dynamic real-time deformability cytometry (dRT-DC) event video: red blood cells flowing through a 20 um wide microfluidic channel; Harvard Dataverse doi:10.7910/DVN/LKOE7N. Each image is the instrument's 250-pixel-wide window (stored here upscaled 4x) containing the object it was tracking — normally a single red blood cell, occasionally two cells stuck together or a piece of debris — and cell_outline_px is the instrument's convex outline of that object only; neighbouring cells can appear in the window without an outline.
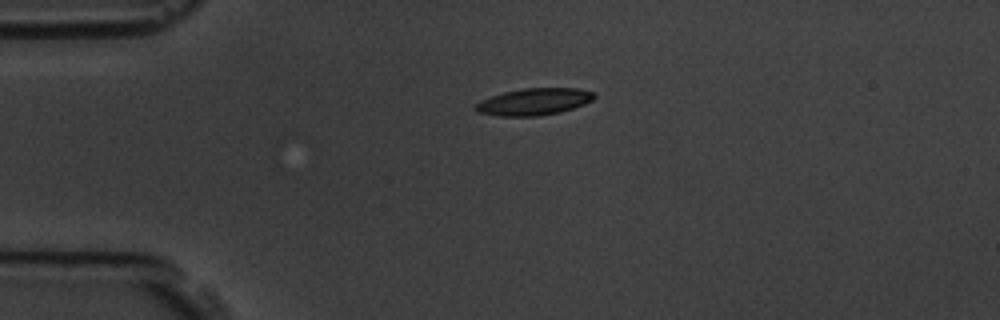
{"species": "common noctule bat (a hibernating species)", "species_latin": "Nyctalus noctula", "temperature_condition": "room temperature", "stored_images_in_passage": 3, "camera_frame_rate_fps": 3000, "um_per_image_px": 0.085, "animal": {"sex": "male", "body_mass_g": 19.5, "forearm_length_mm": 54.6}, "frame": {"image": 1, "passage_image": 1, "time_ms": 0.0, "image_size_px": [1000, 320], "cell_outline_px": [[596, 96], [592, 100], [584, 104], [560, 112], [540, 116], [500, 116], [476, 112], [472, 108], [480, 100], [504, 92], [524, 88], [576, 88], [592, 92]], "centroid_in_image_um": [45.35, 8.65], "position_along_channel_um": 39.7, "area_um2": 18.55}}
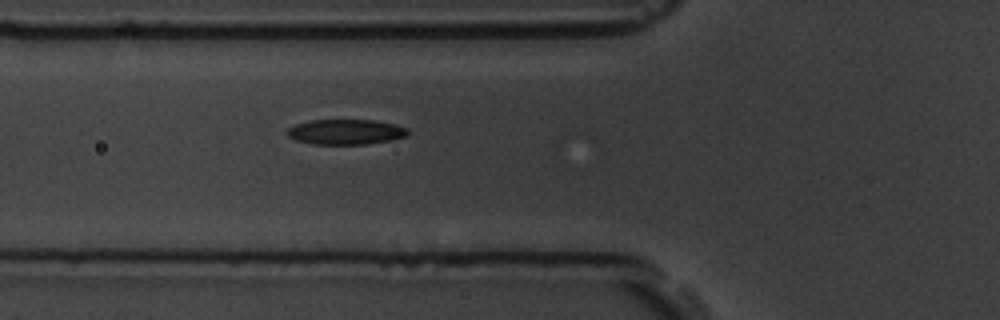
{"frame": {"image": 2, "passage_image": 3, "time_ms": 2.333, "image_size_px": [1000, 320], "cell_outline_px": [[408, 136], [392, 140], [364, 144], [312, 144], [296, 140], [288, 136], [284, 132], [288, 128], [296, 124], [308, 120], [372, 120], [396, 124], [408, 128]], "centroid_in_image_um": [29.38, 11.21], "position_along_channel_um": 96.4, "area_um2": 17.86}}